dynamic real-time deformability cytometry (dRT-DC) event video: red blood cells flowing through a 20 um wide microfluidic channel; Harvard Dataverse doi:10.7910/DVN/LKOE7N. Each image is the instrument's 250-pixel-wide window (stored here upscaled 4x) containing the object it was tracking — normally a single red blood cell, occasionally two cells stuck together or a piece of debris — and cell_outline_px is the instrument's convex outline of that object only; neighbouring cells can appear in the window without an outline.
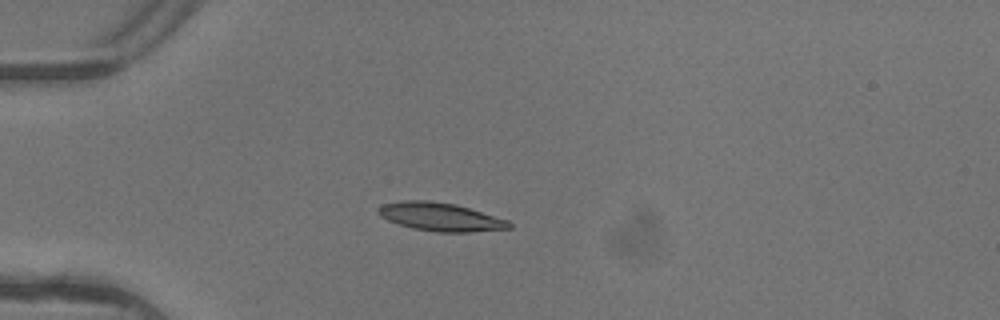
{"species": "common noctule bat (a hibernating species)", "species_latin": "Nyctalus noctula", "temperature_condition": "warm", "stored_images_in_passage": 4, "camera_frame_rate_fps": 3000, "um_per_image_px": 0.085, "animal": {"sex": "female"}, "frame": {"image": 1, "passage_image": 3, "time_ms": 0.667, "image_size_px": [1000, 320], "cell_outline_px": [[512, 228], [468, 232], [436, 232], [412, 228], [388, 220], [380, 216], [376, 212], [376, 208], [384, 204], [400, 200], [428, 200], [456, 204], [508, 220], [512, 224]], "centroid_in_image_um": [37.41, 18.43], "position_along_channel_um": 47.6, "area_um2": 21.62}}